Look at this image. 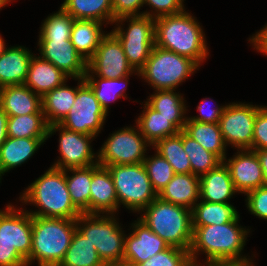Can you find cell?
I'll return each instance as SVG.
<instances>
[{
    "label": "cell",
    "mask_w": 267,
    "mask_h": 266,
    "mask_svg": "<svg viewBox=\"0 0 267 266\" xmlns=\"http://www.w3.org/2000/svg\"><path fill=\"white\" fill-rule=\"evenodd\" d=\"M118 211L116 189L107 167L92 165L90 214H114Z\"/></svg>",
    "instance_id": "cell-19"
},
{
    "label": "cell",
    "mask_w": 267,
    "mask_h": 266,
    "mask_svg": "<svg viewBox=\"0 0 267 266\" xmlns=\"http://www.w3.org/2000/svg\"><path fill=\"white\" fill-rule=\"evenodd\" d=\"M7 205L0 210V266H27L32 246V216Z\"/></svg>",
    "instance_id": "cell-6"
},
{
    "label": "cell",
    "mask_w": 267,
    "mask_h": 266,
    "mask_svg": "<svg viewBox=\"0 0 267 266\" xmlns=\"http://www.w3.org/2000/svg\"><path fill=\"white\" fill-rule=\"evenodd\" d=\"M184 0H144V4L152 7L154 11L150 10V12H142V15L149 16L153 19H157L163 16H169L177 13H181L184 11ZM153 12V13H152Z\"/></svg>",
    "instance_id": "cell-42"
},
{
    "label": "cell",
    "mask_w": 267,
    "mask_h": 266,
    "mask_svg": "<svg viewBox=\"0 0 267 266\" xmlns=\"http://www.w3.org/2000/svg\"><path fill=\"white\" fill-rule=\"evenodd\" d=\"M249 40L254 45V49L267 55V24Z\"/></svg>",
    "instance_id": "cell-47"
},
{
    "label": "cell",
    "mask_w": 267,
    "mask_h": 266,
    "mask_svg": "<svg viewBox=\"0 0 267 266\" xmlns=\"http://www.w3.org/2000/svg\"><path fill=\"white\" fill-rule=\"evenodd\" d=\"M200 177L189 174H175L168 184L158 193V197L166 202L173 203L192 210L199 202Z\"/></svg>",
    "instance_id": "cell-23"
},
{
    "label": "cell",
    "mask_w": 267,
    "mask_h": 266,
    "mask_svg": "<svg viewBox=\"0 0 267 266\" xmlns=\"http://www.w3.org/2000/svg\"><path fill=\"white\" fill-rule=\"evenodd\" d=\"M76 220L32 216V246L27 266H59L76 231Z\"/></svg>",
    "instance_id": "cell-4"
},
{
    "label": "cell",
    "mask_w": 267,
    "mask_h": 266,
    "mask_svg": "<svg viewBox=\"0 0 267 266\" xmlns=\"http://www.w3.org/2000/svg\"><path fill=\"white\" fill-rule=\"evenodd\" d=\"M75 88L66 86V82L46 93L42 97V112L48 125L59 124L73 106L77 90L85 83L84 77L77 78Z\"/></svg>",
    "instance_id": "cell-25"
},
{
    "label": "cell",
    "mask_w": 267,
    "mask_h": 266,
    "mask_svg": "<svg viewBox=\"0 0 267 266\" xmlns=\"http://www.w3.org/2000/svg\"><path fill=\"white\" fill-rule=\"evenodd\" d=\"M33 53L22 46L5 49L0 56V88L23 85Z\"/></svg>",
    "instance_id": "cell-24"
},
{
    "label": "cell",
    "mask_w": 267,
    "mask_h": 266,
    "mask_svg": "<svg viewBox=\"0 0 267 266\" xmlns=\"http://www.w3.org/2000/svg\"><path fill=\"white\" fill-rule=\"evenodd\" d=\"M12 0H0V10L2 7H5Z\"/></svg>",
    "instance_id": "cell-51"
},
{
    "label": "cell",
    "mask_w": 267,
    "mask_h": 266,
    "mask_svg": "<svg viewBox=\"0 0 267 266\" xmlns=\"http://www.w3.org/2000/svg\"><path fill=\"white\" fill-rule=\"evenodd\" d=\"M208 98L203 99L201 102H199V105L197 106V110L200 112V115L197 117H188L187 121H197L202 123H219L221 114L223 113V110L225 106H217L215 108L210 109L208 104ZM206 104V106H205ZM206 107H209L206 109Z\"/></svg>",
    "instance_id": "cell-46"
},
{
    "label": "cell",
    "mask_w": 267,
    "mask_h": 266,
    "mask_svg": "<svg viewBox=\"0 0 267 266\" xmlns=\"http://www.w3.org/2000/svg\"><path fill=\"white\" fill-rule=\"evenodd\" d=\"M191 263L188 250L170 246L136 266H189Z\"/></svg>",
    "instance_id": "cell-41"
},
{
    "label": "cell",
    "mask_w": 267,
    "mask_h": 266,
    "mask_svg": "<svg viewBox=\"0 0 267 266\" xmlns=\"http://www.w3.org/2000/svg\"><path fill=\"white\" fill-rule=\"evenodd\" d=\"M94 76L93 74H86L84 80L92 88L102 109L108 114L109 103L111 101H115L120 97H124L125 99L126 96L124 95L126 93L124 94V91H126L125 88L127 87L129 76L114 79L99 77V80Z\"/></svg>",
    "instance_id": "cell-38"
},
{
    "label": "cell",
    "mask_w": 267,
    "mask_h": 266,
    "mask_svg": "<svg viewBox=\"0 0 267 266\" xmlns=\"http://www.w3.org/2000/svg\"><path fill=\"white\" fill-rule=\"evenodd\" d=\"M6 48L7 47L5 46V42L2 39V37L0 36V56L4 53Z\"/></svg>",
    "instance_id": "cell-50"
},
{
    "label": "cell",
    "mask_w": 267,
    "mask_h": 266,
    "mask_svg": "<svg viewBox=\"0 0 267 266\" xmlns=\"http://www.w3.org/2000/svg\"><path fill=\"white\" fill-rule=\"evenodd\" d=\"M142 114L137 118L136 124L146 138L153 146L158 140L174 136L179 130L159 112L152 109L146 102Z\"/></svg>",
    "instance_id": "cell-31"
},
{
    "label": "cell",
    "mask_w": 267,
    "mask_h": 266,
    "mask_svg": "<svg viewBox=\"0 0 267 266\" xmlns=\"http://www.w3.org/2000/svg\"><path fill=\"white\" fill-rule=\"evenodd\" d=\"M183 131L222 161L226 160V144L219 123L186 121Z\"/></svg>",
    "instance_id": "cell-29"
},
{
    "label": "cell",
    "mask_w": 267,
    "mask_h": 266,
    "mask_svg": "<svg viewBox=\"0 0 267 266\" xmlns=\"http://www.w3.org/2000/svg\"><path fill=\"white\" fill-rule=\"evenodd\" d=\"M74 18L62 7L42 23L39 39H70Z\"/></svg>",
    "instance_id": "cell-39"
},
{
    "label": "cell",
    "mask_w": 267,
    "mask_h": 266,
    "mask_svg": "<svg viewBox=\"0 0 267 266\" xmlns=\"http://www.w3.org/2000/svg\"><path fill=\"white\" fill-rule=\"evenodd\" d=\"M174 91L176 90H155V94L149 96L146 103L182 131L188 118L184 116L187 109L183 96Z\"/></svg>",
    "instance_id": "cell-28"
},
{
    "label": "cell",
    "mask_w": 267,
    "mask_h": 266,
    "mask_svg": "<svg viewBox=\"0 0 267 266\" xmlns=\"http://www.w3.org/2000/svg\"><path fill=\"white\" fill-rule=\"evenodd\" d=\"M132 223L133 231L125 235L123 266H136L170 246L140 219Z\"/></svg>",
    "instance_id": "cell-17"
},
{
    "label": "cell",
    "mask_w": 267,
    "mask_h": 266,
    "mask_svg": "<svg viewBox=\"0 0 267 266\" xmlns=\"http://www.w3.org/2000/svg\"><path fill=\"white\" fill-rule=\"evenodd\" d=\"M0 108L8 117L44 114L42 112V97L24 84L0 88Z\"/></svg>",
    "instance_id": "cell-20"
},
{
    "label": "cell",
    "mask_w": 267,
    "mask_h": 266,
    "mask_svg": "<svg viewBox=\"0 0 267 266\" xmlns=\"http://www.w3.org/2000/svg\"><path fill=\"white\" fill-rule=\"evenodd\" d=\"M139 71L128 63L121 42L112 33H107L100 41L95 54L87 61L86 74L97 77L114 79L132 75Z\"/></svg>",
    "instance_id": "cell-14"
},
{
    "label": "cell",
    "mask_w": 267,
    "mask_h": 266,
    "mask_svg": "<svg viewBox=\"0 0 267 266\" xmlns=\"http://www.w3.org/2000/svg\"><path fill=\"white\" fill-rule=\"evenodd\" d=\"M73 175L70 177L68 173ZM67 189L74 206L81 212L90 214V184L92 180V165L82 168L65 170Z\"/></svg>",
    "instance_id": "cell-33"
},
{
    "label": "cell",
    "mask_w": 267,
    "mask_h": 266,
    "mask_svg": "<svg viewBox=\"0 0 267 266\" xmlns=\"http://www.w3.org/2000/svg\"><path fill=\"white\" fill-rule=\"evenodd\" d=\"M19 198L22 203H33L39 207L34 212L27 210L31 216L76 220L82 214L71 201L65 170L52 166Z\"/></svg>",
    "instance_id": "cell-3"
},
{
    "label": "cell",
    "mask_w": 267,
    "mask_h": 266,
    "mask_svg": "<svg viewBox=\"0 0 267 266\" xmlns=\"http://www.w3.org/2000/svg\"><path fill=\"white\" fill-rule=\"evenodd\" d=\"M137 130V131H136ZM136 128L126 127L111 134L102 145L97 162L100 166L143 163L146 148L151 144Z\"/></svg>",
    "instance_id": "cell-11"
},
{
    "label": "cell",
    "mask_w": 267,
    "mask_h": 266,
    "mask_svg": "<svg viewBox=\"0 0 267 266\" xmlns=\"http://www.w3.org/2000/svg\"><path fill=\"white\" fill-rule=\"evenodd\" d=\"M129 20L127 31L118 25ZM113 23L116 27L111 31L121 42L128 63L139 71L150 57L155 46V19L141 15L122 17ZM124 30V31H123Z\"/></svg>",
    "instance_id": "cell-10"
},
{
    "label": "cell",
    "mask_w": 267,
    "mask_h": 266,
    "mask_svg": "<svg viewBox=\"0 0 267 266\" xmlns=\"http://www.w3.org/2000/svg\"><path fill=\"white\" fill-rule=\"evenodd\" d=\"M45 140L8 137L0 148V177L31 158Z\"/></svg>",
    "instance_id": "cell-26"
},
{
    "label": "cell",
    "mask_w": 267,
    "mask_h": 266,
    "mask_svg": "<svg viewBox=\"0 0 267 266\" xmlns=\"http://www.w3.org/2000/svg\"><path fill=\"white\" fill-rule=\"evenodd\" d=\"M116 189L118 208L121 203L129 210L140 212L157 197L144 163L107 166Z\"/></svg>",
    "instance_id": "cell-9"
},
{
    "label": "cell",
    "mask_w": 267,
    "mask_h": 266,
    "mask_svg": "<svg viewBox=\"0 0 267 266\" xmlns=\"http://www.w3.org/2000/svg\"><path fill=\"white\" fill-rule=\"evenodd\" d=\"M102 24L86 19H75L73 22L70 43L86 62L95 54L101 39L106 35L102 31Z\"/></svg>",
    "instance_id": "cell-27"
},
{
    "label": "cell",
    "mask_w": 267,
    "mask_h": 266,
    "mask_svg": "<svg viewBox=\"0 0 267 266\" xmlns=\"http://www.w3.org/2000/svg\"><path fill=\"white\" fill-rule=\"evenodd\" d=\"M183 149L189 157L191 173L201 177L216 168L223 161L214 153L206 150L196 140L182 130Z\"/></svg>",
    "instance_id": "cell-37"
},
{
    "label": "cell",
    "mask_w": 267,
    "mask_h": 266,
    "mask_svg": "<svg viewBox=\"0 0 267 266\" xmlns=\"http://www.w3.org/2000/svg\"><path fill=\"white\" fill-rule=\"evenodd\" d=\"M68 76L42 57L32 56L24 85L43 97L54 88L67 82Z\"/></svg>",
    "instance_id": "cell-21"
},
{
    "label": "cell",
    "mask_w": 267,
    "mask_h": 266,
    "mask_svg": "<svg viewBox=\"0 0 267 266\" xmlns=\"http://www.w3.org/2000/svg\"><path fill=\"white\" fill-rule=\"evenodd\" d=\"M238 152L224 164L227 166L235 189L243 194L265 185L263 170L255 151L250 149Z\"/></svg>",
    "instance_id": "cell-18"
},
{
    "label": "cell",
    "mask_w": 267,
    "mask_h": 266,
    "mask_svg": "<svg viewBox=\"0 0 267 266\" xmlns=\"http://www.w3.org/2000/svg\"><path fill=\"white\" fill-rule=\"evenodd\" d=\"M143 5L144 0H112L113 22L122 17L141 16L139 10Z\"/></svg>",
    "instance_id": "cell-45"
},
{
    "label": "cell",
    "mask_w": 267,
    "mask_h": 266,
    "mask_svg": "<svg viewBox=\"0 0 267 266\" xmlns=\"http://www.w3.org/2000/svg\"><path fill=\"white\" fill-rule=\"evenodd\" d=\"M144 210L139 219L150 230L169 246L189 251L193 232L191 210L159 197Z\"/></svg>",
    "instance_id": "cell-5"
},
{
    "label": "cell",
    "mask_w": 267,
    "mask_h": 266,
    "mask_svg": "<svg viewBox=\"0 0 267 266\" xmlns=\"http://www.w3.org/2000/svg\"><path fill=\"white\" fill-rule=\"evenodd\" d=\"M261 107L234 102L225 105L219 126L226 146L231 144L237 150H252L254 123Z\"/></svg>",
    "instance_id": "cell-13"
},
{
    "label": "cell",
    "mask_w": 267,
    "mask_h": 266,
    "mask_svg": "<svg viewBox=\"0 0 267 266\" xmlns=\"http://www.w3.org/2000/svg\"><path fill=\"white\" fill-rule=\"evenodd\" d=\"M255 151L259 161L260 165L263 170V176L265 180V185H267V149H261V150H253Z\"/></svg>",
    "instance_id": "cell-49"
},
{
    "label": "cell",
    "mask_w": 267,
    "mask_h": 266,
    "mask_svg": "<svg viewBox=\"0 0 267 266\" xmlns=\"http://www.w3.org/2000/svg\"><path fill=\"white\" fill-rule=\"evenodd\" d=\"M59 266H106L97 250L77 229Z\"/></svg>",
    "instance_id": "cell-34"
},
{
    "label": "cell",
    "mask_w": 267,
    "mask_h": 266,
    "mask_svg": "<svg viewBox=\"0 0 267 266\" xmlns=\"http://www.w3.org/2000/svg\"><path fill=\"white\" fill-rule=\"evenodd\" d=\"M192 226L222 225L239 217L230 203H212L200 200L191 210Z\"/></svg>",
    "instance_id": "cell-30"
},
{
    "label": "cell",
    "mask_w": 267,
    "mask_h": 266,
    "mask_svg": "<svg viewBox=\"0 0 267 266\" xmlns=\"http://www.w3.org/2000/svg\"><path fill=\"white\" fill-rule=\"evenodd\" d=\"M61 7L74 19L113 24L112 0H65Z\"/></svg>",
    "instance_id": "cell-32"
},
{
    "label": "cell",
    "mask_w": 267,
    "mask_h": 266,
    "mask_svg": "<svg viewBox=\"0 0 267 266\" xmlns=\"http://www.w3.org/2000/svg\"><path fill=\"white\" fill-rule=\"evenodd\" d=\"M143 163L152 187L158 194L175 175L173 168L168 161L157 152L156 155L152 157H145Z\"/></svg>",
    "instance_id": "cell-40"
},
{
    "label": "cell",
    "mask_w": 267,
    "mask_h": 266,
    "mask_svg": "<svg viewBox=\"0 0 267 266\" xmlns=\"http://www.w3.org/2000/svg\"><path fill=\"white\" fill-rule=\"evenodd\" d=\"M7 125L8 115L0 108V148L8 138Z\"/></svg>",
    "instance_id": "cell-48"
},
{
    "label": "cell",
    "mask_w": 267,
    "mask_h": 266,
    "mask_svg": "<svg viewBox=\"0 0 267 266\" xmlns=\"http://www.w3.org/2000/svg\"><path fill=\"white\" fill-rule=\"evenodd\" d=\"M189 266H202V264L191 263ZM206 266H212V265H206Z\"/></svg>",
    "instance_id": "cell-52"
},
{
    "label": "cell",
    "mask_w": 267,
    "mask_h": 266,
    "mask_svg": "<svg viewBox=\"0 0 267 266\" xmlns=\"http://www.w3.org/2000/svg\"><path fill=\"white\" fill-rule=\"evenodd\" d=\"M40 56L51 62L69 78L85 77L86 60L76 51L70 39H39Z\"/></svg>",
    "instance_id": "cell-16"
},
{
    "label": "cell",
    "mask_w": 267,
    "mask_h": 266,
    "mask_svg": "<svg viewBox=\"0 0 267 266\" xmlns=\"http://www.w3.org/2000/svg\"><path fill=\"white\" fill-rule=\"evenodd\" d=\"M44 114L8 117L7 135L13 138H49Z\"/></svg>",
    "instance_id": "cell-35"
},
{
    "label": "cell",
    "mask_w": 267,
    "mask_h": 266,
    "mask_svg": "<svg viewBox=\"0 0 267 266\" xmlns=\"http://www.w3.org/2000/svg\"><path fill=\"white\" fill-rule=\"evenodd\" d=\"M199 65L188 57L154 46L139 75L154 90H175Z\"/></svg>",
    "instance_id": "cell-8"
},
{
    "label": "cell",
    "mask_w": 267,
    "mask_h": 266,
    "mask_svg": "<svg viewBox=\"0 0 267 266\" xmlns=\"http://www.w3.org/2000/svg\"><path fill=\"white\" fill-rule=\"evenodd\" d=\"M239 218L222 225L192 226V263H199L196 255L201 251L207 255L205 265L253 266L249 257L241 256L249 230L237 224Z\"/></svg>",
    "instance_id": "cell-1"
},
{
    "label": "cell",
    "mask_w": 267,
    "mask_h": 266,
    "mask_svg": "<svg viewBox=\"0 0 267 266\" xmlns=\"http://www.w3.org/2000/svg\"><path fill=\"white\" fill-rule=\"evenodd\" d=\"M172 166L175 174L191 173L189 157L183 149L182 131L177 135L158 140L152 148Z\"/></svg>",
    "instance_id": "cell-36"
},
{
    "label": "cell",
    "mask_w": 267,
    "mask_h": 266,
    "mask_svg": "<svg viewBox=\"0 0 267 266\" xmlns=\"http://www.w3.org/2000/svg\"><path fill=\"white\" fill-rule=\"evenodd\" d=\"M246 196V207L251 214L267 220V185L247 192Z\"/></svg>",
    "instance_id": "cell-43"
},
{
    "label": "cell",
    "mask_w": 267,
    "mask_h": 266,
    "mask_svg": "<svg viewBox=\"0 0 267 266\" xmlns=\"http://www.w3.org/2000/svg\"><path fill=\"white\" fill-rule=\"evenodd\" d=\"M237 192L224 162L200 177V200L229 203V199Z\"/></svg>",
    "instance_id": "cell-22"
},
{
    "label": "cell",
    "mask_w": 267,
    "mask_h": 266,
    "mask_svg": "<svg viewBox=\"0 0 267 266\" xmlns=\"http://www.w3.org/2000/svg\"><path fill=\"white\" fill-rule=\"evenodd\" d=\"M267 149V106H262L256 114L252 150Z\"/></svg>",
    "instance_id": "cell-44"
},
{
    "label": "cell",
    "mask_w": 267,
    "mask_h": 266,
    "mask_svg": "<svg viewBox=\"0 0 267 266\" xmlns=\"http://www.w3.org/2000/svg\"><path fill=\"white\" fill-rule=\"evenodd\" d=\"M56 131H60L59 152L61 157L52 167L67 170L98 163L97 158H95L96 153H93L90 145L95 136L70 131L59 124H51L48 126V137Z\"/></svg>",
    "instance_id": "cell-15"
},
{
    "label": "cell",
    "mask_w": 267,
    "mask_h": 266,
    "mask_svg": "<svg viewBox=\"0 0 267 266\" xmlns=\"http://www.w3.org/2000/svg\"><path fill=\"white\" fill-rule=\"evenodd\" d=\"M185 10L155 19V46L195 61L199 66L208 56L205 34Z\"/></svg>",
    "instance_id": "cell-2"
},
{
    "label": "cell",
    "mask_w": 267,
    "mask_h": 266,
    "mask_svg": "<svg viewBox=\"0 0 267 266\" xmlns=\"http://www.w3.org/2000/svg\"><path fill=\"white\" fill-rule=\"evenodd\" d=\"M113 215L82 213L76 219V227L106 266H123L125 234Z\"/></svg>",
    "instance_id": "cell-7"
},
{
    "label": "cell",
    "mask_w": 267,
    "mask_h": 266,
    "mask_svg": "<svg viewBox=\"0 0 267 266\" xmlns=\"http://www.w3.org/2000/svg\"><path fill=\"white\" fill-rule=\"evenodd\" d=\"M106 116L92 88L85 82L77 90L73 106L59 125L70 131L96 137Z\"/></svg>",
    "instance_id": "cell-12"
}]
</instances>
